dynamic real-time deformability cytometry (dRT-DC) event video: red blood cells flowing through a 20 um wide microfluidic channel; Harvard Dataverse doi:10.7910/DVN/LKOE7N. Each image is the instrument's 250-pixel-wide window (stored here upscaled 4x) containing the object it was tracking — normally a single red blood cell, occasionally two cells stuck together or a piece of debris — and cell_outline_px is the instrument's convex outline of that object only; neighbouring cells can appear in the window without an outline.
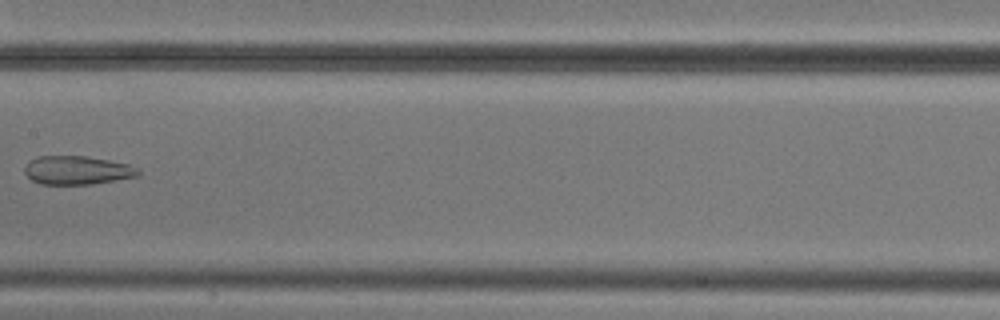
{"species": "common noctule bat (a hibernating species)", "species_latin": "Nyctalus noctula", "temperature_condition": "cold", "stored_images_in_passage": 8, "camera_frame_rate_fps": 3000, "um_per_image_px": 0.085, "animal": {"sex": "male", "body_mass_g": 20.5, "forearm_length_mm": 52.5}, "frame": {"image": 1, "passage_image": 8, "time_ms": 8.333, "image_size_px": [1000, 320], "cell_outline_px": [[140, 176], [92, 184], [40, 184], [32, 180], [24, 172], [24, 168], [36, 156], [84, 156], [108, 160], [128, 164], [136, 168], [140, 172]], "centroid_in_image_um": [6.56, 14.47], "position_along_channel_um": 200.8, "area_um2": 18.79}}